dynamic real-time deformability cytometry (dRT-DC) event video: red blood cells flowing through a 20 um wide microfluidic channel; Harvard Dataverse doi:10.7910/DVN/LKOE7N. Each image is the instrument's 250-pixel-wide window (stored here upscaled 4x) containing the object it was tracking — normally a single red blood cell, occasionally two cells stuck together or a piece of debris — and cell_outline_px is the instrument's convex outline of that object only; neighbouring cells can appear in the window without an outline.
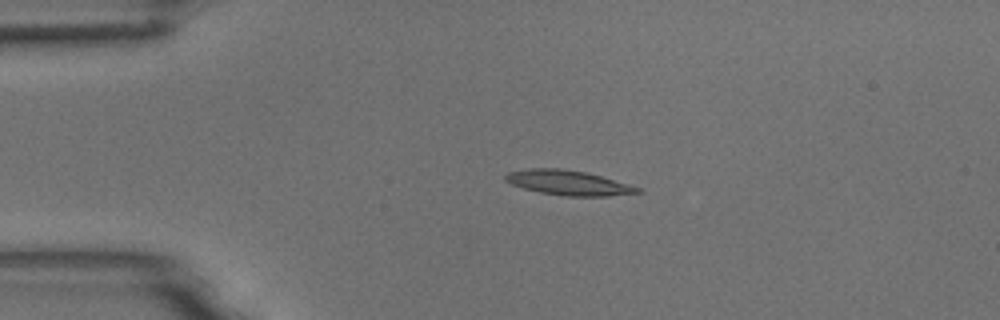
{"species": "common noctule bat (a hibernating species)", "species_latin": "Nyctalus noctula", "temperature_condition": "room temperature", "stored_images_in_passage": 4, "camera_frame_rate_fps": 3000, "um_per_image_px": 0.085, "animal": {"sex": "male", "body_mass_g": 18.8}, "frame": {"image": 1, "passage_image": 3, "time_ms": 0.667, "image_size_px": [1000, 320], "cell_outline_px": [[644, 192], [608, 196], [568, 196], [540, 192], [524, 188], [512, 184], [504, 180], [504, 176], [508, 172], [532, 168], [560, 168], [584, 172], [600, 176], [644, 188]], "centroid_in_image_um": [48.35, 15.54], "position_along_channel_um": 36.6, "area_um2": 19.02}}